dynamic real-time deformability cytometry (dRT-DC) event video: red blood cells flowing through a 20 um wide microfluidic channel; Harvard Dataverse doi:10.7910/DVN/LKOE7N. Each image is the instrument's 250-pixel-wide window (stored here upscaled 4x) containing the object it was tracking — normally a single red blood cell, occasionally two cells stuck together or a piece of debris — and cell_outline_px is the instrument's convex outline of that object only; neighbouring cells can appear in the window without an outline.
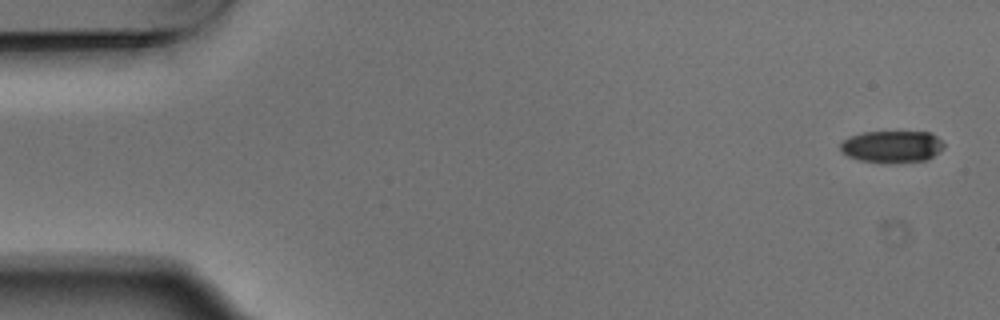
{"species": "Egyptian fruit bat (a non-hibernating species)", "species_latin": "Rousettus aegyptiacus", "temperature_condition": "warm", "stored_images_in_passage": 5, "camera_frame_rate_fps": 3000, "um_per_image_px": 0.085, "animal": {"sex": "male"}, "frame": {"image": 1, "passage_image": 1, "time_ms": 0.0, "image_size_px": [1000, 320], "cell_outline_px": [[944, 148], [940, 152], [924, 160], [888, 164], [860, 160], [848, 156], [840, 148], [840, 144], [848, 136], [864, 132], [932, 132], [944, 144]], "centroid_in_image_um": [75.82, 12.46], "position_along_channel_um": 9.2, "area_um2": 19.36}}